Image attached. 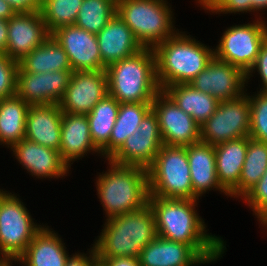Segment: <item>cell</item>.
I'll use <instances>...</instances> for the list:
<instances>
[{
  "label": "cell",
  "mask_w": 267,
  "mask_h": 266,
  "mask_svg": "<svg viewBox=\"0 0 267 266\" xmlns=\"http://www.w3.org/2000/svg\"><path fill=\"white\" fill-rule=\"evenodd\" d=\"M147 171L149 196L194 200L186 147L163 144Z\"/></svg>",
  "instance_id": "cell-7"
},
{
  "label": "cell",
  "mask_w": 267,
  "mask_h": 266,
  "mask_svg": "<svg viewBox=\"0 0 267 266\" xmlns=\"http://www.w3.org/2000/svg\"><path fill=\"white\" fill-rule=\"evenodd\" d=\"M19 64L0 53V99L12 97L16 94L17 73Z\"/></svg>",
  "instance_id": "cell-35"
},
{
  "label": "cell",
  "mask_w": 267,
  "mask_h": 266,
  "mask_svg": "<svg viewBox=\"0 0 267 266\" xmlns=\"http://www.w3.org/2000/svg\"><path fill=\"white\" fill-rule=\"evenodd\" d=\"M15 12H33L40 10V0H6Z\"/></svg>",
  "instance_id": "cell-40"
},
{
  "label": "cell",
  "mask_w": 267,
  "mask_h": 266,
  "mask_svg": "<svg viewBox=\"0 0 267 266\" xmlns=\"http://www.w3.org/2000/svg\"><path fill=\"white\" fill-rule=\"evenodd\" d=\"M250 104L245 93L220 101L216 111L200 126V141L212 146L249 136Z\"/></svg>",
  "instance_id": "cell-10"
},
{
  "label": "cell",
  "mask_w": 267,
  "mask_h": 266,
  "mask_svg": "<svg viewBox=\"0 0 267 266\" xmlns=\"http://www.w3.org/2000/svg\"><path fill=\"white\" fill-rule=\"evenodd\" d=\"M30 105L16 94L0 99V145L9 148L25 138V125Z\"/></svg>",
  "instance_id": "cell-29"
},
{
  "label": "cell",
  "mask_w": 267,
  "mask_h": 266,
  "mask_svg": "<svg viewBox=\"0 0 267 266\" xmlns=\"http://www.w3.org/2000/svg\"><path fill=\"white\" fill-rule=\"evenodd\" d=\"M6 259L4 257L0 256V265L5 261Z\"/></svg>",
  "instance_id": "cell-47"
},
{
  "label": "cell",
  "mask_w": 267,
  "mask_h": 266,
  "mask_svg": "<svg viewBox=\"0 0 267 266\" xmlns=\"http://www.w3.org/2000/svg\"><path fill=\"white\" fill-rule=\"evenodd\" d=\"M8 42V20L0 19V53H5Z\"/></svg>",
  "instance_id": "cell-42"
},
{
  "label": "cell",
  "mask_w": 267,
  "mask_h": 266,
  "mask_svg": "<svg viewBox=\"0 0 267 266\" xmlns=\"http://www.w3.org/2000/svg\"><path fill=\"white\" fill-rule=\"evenodd\" d=\"M49 227H42L17 259L22 266H65L69 255L62 239Z\"/></svg>",
  "instance_id": "cell-24"
},
{
  "label": "cell",
  "mask_w": 267,
  "mask_h": 266,
  "mask_svg": "<svg viewBox=\"0 0 267 266\" xmlns=\"http://www.w3.org/2000/svg\"><path fill=\"white\" fill-rule=\"evenodd\" d=\"M97 261L102 266H140L136 257L97 258Z\"/></svg>",
  "instance_id": "cell-41"
},
{
  "label": "cell",
  "mask_w": 267,
  "mask_h": 266,
  "mask_svg": "<svg viewBox=\"0 0 267 266\" xmlns=\"http://www.w3.org/2000/svg\"><path fill=\"white\" fill-rule=\"evenodd\" d=\"M267 170V143L248 136V147L238 187L230 197L243 198L263 177Z\"/></svg>",
  "instance_id": "cell-30"
},
{
  "label": "cell",
  "mask_w": 267,
  "mask_h": 266,
  "mask_svg": "<svg viewBox=\"0 0 267 266\" xmlns=\"http://www.w3.org/2000/svg\"><path fill=\"white\" fill-rule=\"evenodd\" d=\"M49 36L40 10L17 12L8 20V42L5 54L19 62L34 48L42 45Z\"/></svg>",
  "instance_id": "cell-16"
},
{
  "label": "cell",
  "mask_w": 267,
  "mask_h": 266,
  "mask_svg": "<svg viewBox=\"0 0 267 266\" xmlns=\"http://www.w3.org/2000/svg\"><path fill=\"white\" fill-rule=\"evenodd\" d=\"M242 200L250 206L259 222L267 215V170Z\"/></svg>",
  "instance_id": "cell-36"
},
{
  "label": "cell",
  "mask_w": 267,
  "mask_h": 266,
  "mask_svg": "<svg viewBox=\"0 0 267 266\" xmlns=\"http://www.w3.org/2000/svg\"><path fill=\"white\" fill-rule=\"evenodd\" d=\"M176 104L201 126L217 109L219 101L189 84H175L163 90Z\"/></svg>",
  "instance_id": "cell-27"
},
{
  "label": "cell",
  "mask_w": 267,
  "mask_h": 266,
  "mask_svg": "<svg viewBox=\"0 0 267 266\" xmlns=\"http://www.w3.org/2000/svg\"><path fill=\"white\" fill-rule=\"evenodd\" d=\"M89 254V256H86L87 253H75L70 255L65 266H94L98 262L94 246L89 251Z\"/></svg>",
  "instance_id": "cell-39"
},
{
  "label": "cell",
  "mask_w": 267,
  "mask_h": 266,
  "mask_svg": "<svg viewBox=\"0 0 267 266\" xmlns=\"http://www.w3.org/2000/svg\"><path fill=\"white\" fill-rule=\"evenodd\" d=\"M171 10L166 0H117V15L143 48H154L179 31Z\"/></svg>",
  "instance_id": "cell-6"
},
{
  "label": "cell",
  "mask_w": 267,
  "mask_h": 266,
  "mask_svg": "<svg viewBox=\"0 0 267 266\" xmlns=\"http://www.w3.org/2000/svg\"><path fill=\"white\" fill-rule=\"evenodd\" d=\"M140 266H195L208 263L192 246L157 236L139 255Z\"/></svg>",
  "instance_id": "cell-22"
},
{
  "label": "cell",
  "mask_w": 267,
  "mask_h": 266,
  "mask_svg": "<svg viewBox=\"0 0 267 266\" xmlns=\"http://www.w3.org/2000/svg\"><path fill=\"white\" fill-rule=\"evenodd\" d=\"M18 64V72L73 71L67 53L52 35L24 56Z\"/></svg>",
  "instance_id": "cell-28"
},
{
  "label": "cell",
  "mask_w": 267,
  "mask_h": 266,
  "mask_svg": "<svg viewBox=\"0 0 267 266\" xmlns=\"http://www.w3.org/2000/svg\"><path fill=\"white\" fill-rule=\"evenodd\" d=\"M107 94L106 70L76 71L59 105L62 112L88 114Z\"/></svg>",
  "instance_id": "cell-15"
},
{
  "label": "cell",
  "mask_w": 267,
  "mask_h": 266,
  "mask_svg": "<svg viewBox=\"0 0 267 266\" xmlns=\"http://www.w3.org/2000/svg\"><path fill=\"white\" fill-rule=\"evenodd\" d=\"M13 261L16 262L17 260H5L0 266H12Z\"/></svg>",
  "instance_id": "cell-45"
},
{
  "label": "cell",
  "mask_w": 267,
  "mask_h": 266,
  "mask_svg": "<svg viewBox=\"0 0 267 266\" xmlns=\"http://www.w3.org/2000/svg\"><path fill=\"white\" fill-rule=\"evenodd\" d=\"M247 147L248 136L214 146L217 178L229 195L239 185Z\"/></svg>",
  "instance_id": "cell-25"
},
{
  "label": "cell",
  "mask_w": 267,
  "mask_h": 266,
  "mask_svg": "<svg viewBox=\"0 0 267 266\" xmlns=\"http://www.w3.org/2000/svg\"><path fill=\"white\" fill-rule=\"evenodd\" d=\"M60 139L59 152L62 160L70 169L73 161L80 160L88 152L101 154V151L92 141L86 114L62 112Z\"/></svg>",
  "instance_id": "cell-21"
},
{
  "label": "cell",
  "mask_w": 267,
  "mask_h": 266,
  "mask_svg": "<svg viewBox=\"0 0 267 266\" xmlns=\"http://www.w3.org/2000/svg\"><path fill=\"white\" fill-rule=\"evenodd\" d=\"M190 36L178 31L153 48L162 91L170 85L189 84L214 57L212 48Z\"/></svg>",
  "instance_id": "cell-3"
},
{
  "label": "cell",
  "mask_w": 267,
  "mask_h": 266,
  "mask_svg": "<svg viewBox=\"0 0 267 266\" xmlns=\"http://www.w3.org/2000/svg\"><path fill=\"white\" fill-rule=\"evenodd\" d=\"M266 39L267 25L260 17L252 23L234 25L224 31L219 45L213 49L214 56L247 74Z\"/></svg>",
  "instance_id": "cell-9"
},
{
  "label": "cell",
  "mask_w": 267,
  "mask_h": 266,
  "mask_svg": "<svg viewBox=\"0 0 267 266\" xmlns=\"http://www.w3.org/2000/svg\"><path fill=\"white\" fill-rule=\"evenodd\" d=\"M250 104L249 137L267 143V93L248 96Z\"/></svg>",
  "instance_id": "cell-34"
},
{
  "label": "cell",
  "mask_w": 267,
  "mask_h": 266,
  "mask_svg": "<svg viewBox=\"0 0 267 266\" xmlns=\"http://www.w3.org/2000/svg\"><path fill=\"white\" fill-rule=\"evenodd\" d=\"M3 192H4V191H3L2 189H0V196L2 195Z\"/></svg>",
  "instance_id": "cell-50"
},
{
  "label": "cell",
  "mask_w": 267,
  "mask_h": 266,
  "mask_svg": "<svg viewBox=\"0 0 267 266\" xmlns=\"http://www.w3.org/2000/svg\"><path fill=\"white\" fill-rule=\"evenodd\" d=\"M162 146L158 119L151 109L144 116L137 130L108 161L117 165L140 166L148 169L154 163Z\"/></svg>",
  "instance_id": "cell-11"
},
{
  "label": "cell",
  "mask_w": 267,
  "mask_h": 266,
  "mask_svg": "<svg viewBox=\"0 0 267 266\" xmlns=\"http://www.w3.org/2000/svg\"><path fill=\"white\" fill-rule=\"evenodd\" d=\"M42 225L34 223L29 211L17 197L6 190L0 196V255L17 260Z\"/></svg>",
  "instance_id": "cell-8"
},
{
  "label": "cell",
  "mask_w": 267,
  "mask_h": 266,
  "mask_svg": "<svg viewBox=\"0 0 267 266\" xmlns=\"http://www.w3.org/2000/svg\"><path fill=\"white\" fill-rule=\"evenodd\" d=\"M94 266H102L99 262H97Z\"/></svg>",
  "instance_id": "cell-49"
},
{
  "label": "cell",
  "mask_w": 267,
  "mask_h": 266,
  "mask_svg": "<svg viewBox=\"0 0 267 266\" xmlns=\"http://www.w3.org/2000/svg\"><path fill=\"white\" fill-rule=\"evenodd\" d=\"M152 109V102L120 103L118 116L109 143L101 150V156L109 160L138 128L144 116Z\"/></svg>",
  "instance_id": "cell-26"
},
{
  "label": "cell",
  "mask_w": 267,
  "mask_h": 266,
  "mask_svg": "<svg viewBox=\"0 0 267 266\" xmlns=\"http://www.w3.org/2000/svg\"><path fill=\"white\" fill-rule=\"evenodd\" d=\"M83 0H48L40 12L50 35L62 27L74 25Z\"/></svg>",
  "instance_id": "cell-33"
},
{
  "label": "cell",
  "mask_w": 267,
  "mask_h": 266,
  "mask_svg": "<svg viewBox=\"0 0 267 266\" xmlns=\"http://www.w3.org/2000/svg\"><path fill=\"white\" fill-rule=\"evenodd\" d=\"M102 65L111 64L130 57L143 49L132 30L115 14L108 24L96 34Z\"/></svg>",
  "instance_id": "cell-19"
},
{
  "label": "cell",
  "mask_w": 267,
  "mask_h": 266,
  "mask_svg": "<svg viewBox=\"0 0 267 266\" xmlns=\"http://www.w3.org/2000/svg\"><path fill=\"white\" fill-rule=\"evenodd\" d=\"M105 70L108 94L119 103L153 102L161 91L153 48H143Z\"/></svg>",
  "instance_id": "cell-5"
},
{
  "label": "cell",
  "mask_w": 267,
  "mask_h": 266,
  "mask_svg": "<svg viewBox=\"0 0 267 266\" xmlns=\"http://www.w3.org/2000/svg\"><path fill=\"white\" fill-rule=\"evenodd\" d=\"M186 147L190 167L191 184L194 200H199L204 193L215 189L230 196L220 185L217 172L214 146L198 141Z\"/></svg>",
  "instance_id": "cell-23"
},
{
  "label": "cell",
  "mask_w": 267,
  "mask_h": 266,
  "mask_svg": "<svg viewBox=\"0 0 267 266\" xmlns=\"http://www.w3.org/2000/svg\"><path fill=\"white\" fill-rule=\"evenodd\" d=\"M15 13V10L6 0H0V19L9 20Z\"/></svg>",
  "instance_id": "cell-43"
},
{
  "label": "cell",
  "mask_w": 267,
  "mask_h": 266,
  "mask_svg": "<svg viewBox=\"0 0 267 266\" xmlns=\"http://www.w3.org/2000/svg\"><path fill=\"white\" fill-rule=\"evenodd\" d=\"M246 83V74L241 69L215 56L190 82L195 89L212 95L219 102L232 100L245 94Z\"/></svg>",
  "instance_id": "cell-13"
},
{
  "label": "cell",
  "mask_w": 267,
  "mask_h": 266,
  "mask_svg": "<svg viewBox=\"0 0 267 266\" xmlns=\"http://www.w3.org/2000/svg\"><path fill=\"white\" fill-rule=\"evenodd\" d=\"M152 110L158 119L163 144L185 147L200 141V125L164 91L155 96Z\"/></svg>",
  "instance_id": "cell-12"
},
{
  "label": "cell",
  "mask_w": 267,
  "mask_h": 266,
  "mask_svg": "<svg viewBox=\"0 0 267 266\" xmlns=\"http://www.w3.org/2000/svg\"><path fill=\"white\" fill-rule=\"evenodd\" d=\"M255 70L259 73L262 81V88H260L259 91L267 93V39L263 43L255 63L250 71L246 74L247 83L249 82L248 80L250 77L253 76L252 73L256 72Z\"/></svg>",
  "instance_id": "cell-38"
},
{
  "label": "cell",
  "mask_w": 267,
  "mask_h": 266,
  "mask_svg": "<svg viewBox=\"0 0 267 266\" xmlns=\"http://www.w3.org/2000/svg\"><path fill=\"white\" fill-rule=\"evenodd\" d=\"M260 222L262 224V227L265 226V228L267 229V215Z\"/></svg>",
  "instance_id": "cell-46"
},
{
  "label": "cell",
  "mask_w": 267,
  "mask_h": 266,
  "mask_svg": "<svg viewBox=\"0 0 267 266\" xmlns=\"http://www.w3.org/2000/svg\"><path fill=\"white\" fill-rule=\"evenodd\" d=\"M157 236L192 246L208 263L222 257L226 243L208 234L204 220L195 209L197 200L149 196Z\"/></svg>",
  "instance_id": "cell-1"
},
{
  "label": "cell",
  "mask_w": 267,
  "mask_h": 266,
  "mask_svg": "<svg viewBox=\"0 0 267 266\" xmlns=\"http://www.w3.org/2000/svg\"><path fill=\"white\" fill-rule=\"evenodd\" d=\"M109 169L97 177V195L106 219L136 211L148 204V171L140 166H123L109 161Z\"/></svg>",
  "instance_id": "cell-4"
},
{
  "label": "cell",
  "mask_w": 267,
  "mask_h": 266,
  "mask_svg": "<svg viewBox=\"0 0 267 266\" xmlns=\"http://www.w3.org/2000/svg\"><path fill=\"white\" fill-rule=\"evenodd\" d=\"M120 103L107 94L86 114L94 145L101 151L108 143L118 116Z\"/></svg>",
  "instance_id": "cell-31"
},
{
  "label": "cell",
  "mask_w": 267,
  "mask_h": 266,
  "mask_svg": "<svg viewBox=\"0 0 267 266\" xmlns=\"http://www.w3.org/2000/svg\"><path fill=\"white\" fill-rule=\"evenodd\" d=\"M48 0H40L41 2V7L47 2Z\"/></svg>",
  "instance_id": "cell-48"
},
{
  "label": "cell",
  "mask_w": 267,
  "mask_h": 266,
  "mask_svg": "<svg viewBox=\"0 0 267 266\" xmlns=\"http://www.w3.org/2000/svg\"><path fill=\"white\" fill-rule=\"evenodd\" d=\"M117 14V0H83L74 25L98 34Z\"/></svg>",
  "instance_id": "cell-32"
},
{
  "label": "cell",
  "mask_w": 267,
  "mask_h": 266,
  "mask_svg": "<svg viewBox=\"0 0 267 266\" xmlns=\"http://www.w3.org/2000/svg\"><path fill=\"white\" fill-rule=\"evenodd\" d=\"M62 111L59 104L32 105L25 125V138L59 151Z\"/></svg>",
  "instance_id": "cell-20"
},
{
  "label": "cell",
  "mask_w": 267,
  "mask_h": 266,
  "mask_svg": "<svg viewBox=\"0 0 267 266\" xmlns=\"http://www.w3.org/2000/svg\"><path fill=\"white\" fill-rule=\"evenodd\" d=\"M52 36L67 53L73 72L105 70L96 34L76 25L62 27Z\"/></svg>",
  "instance_id": "cell-17"
},
{
  "label": "cell",
  "mask_w": 267,
  "mask_h": 266,
  "mask_svg": "<svg viewBox=\"0 0 267 266\" xmlns=\"http://www.w3.org/2000/svg\"><path fill=\"white\" fill-rule=\"evenodd\" d=\"M93 244L97 258L136 257L157 237L154 213L146 206L106 219Z\"/></svg>",
  "instance_id": "cell-2"
},
{
  "label": "cell",
  "mask_w": 267,
  "mask_h": 266,
  "mask_svg": "<svg viewBox=\"0 0 267 266\" xmlns=\"http://www.w3.org/2000/svg\"><path fill=\"white\" fill-rule=\"evenodd\" d=\"M73 71L18 72L16 95L30 106L60 104Z\"/></svg>",
  "instance_id": "cell-14"
},
{
  "label": "cell",
  "mask_w": 267,
  "mask_h": 266,
  "mask_svg": "<svg viewBox=\"0 0 267 266\" xmlns=\"http://www.w3.org/2000/svg\"><path fill=\"white\" fill-rule=\"evenodd\" d=\"M204 10L216 14H228L236 12H249V1L247 0H196ZM248 11V12H247Z\"/></svg>",
  "instance_id": "cell-37"
},
{
  "label": "cell",
  "mask_w": 267,
  "mask_h": 266,
  "mask_svg": "<svg viewBox=\"0 0 267 266\" xmlns=\"http://www.w3.org/2000/svg\"><path fill=\"white\" fill-rule=\"evenodd\" d=\"M15 158L36 178H62L69 173V166L62 160L60 152L37 144L26 138L10 147Z\"/></svg>",
  "instance_id": "cell-18"
},
{
  "label": "cell",
  "mask_w": 267,
  "mask_h": 266,
  "mask_svg": "<svg viewBox=\"0 0 267 266\" xmlns=\"http://www.w3.org/2000/svg\"><path fill=\"white\" fill-rule=\"evenodd\" d=\"M249 1V12H257L267 9V0H247Z\"/></svg>",
  "instance_id": "cell-44"
}]
</instances>
